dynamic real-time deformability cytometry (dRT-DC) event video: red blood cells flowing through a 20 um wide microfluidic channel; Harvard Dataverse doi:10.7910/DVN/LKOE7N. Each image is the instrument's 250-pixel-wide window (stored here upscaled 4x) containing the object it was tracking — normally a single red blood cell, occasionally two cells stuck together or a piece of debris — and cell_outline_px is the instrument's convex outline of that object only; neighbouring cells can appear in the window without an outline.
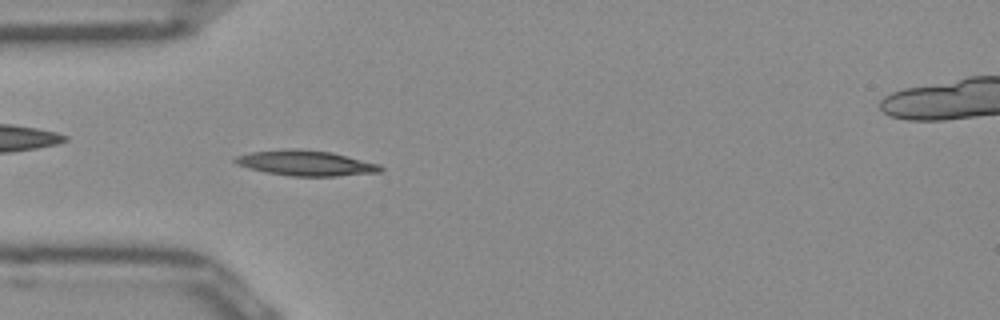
{"species": "Egyptian fruit bat (a non-hibernating species)", "species_latin": "Rousettus aegyptiacus", "temperature_condition": "room temperature", "stored_images_in_passage": 50, "camera_frame_rate_fps": 3000, "um_per_image_px": 0.085, "frame": {"image": 1, "passage_image": 14, "time_ms": 4.333, "image_size_px": [1000, 320], "cell_outline_px": [[384, 168], [380, 172], [336, 176], [288, 176], [264, 172], [248, 168], [232, 160], [236, 156], [252, 152], [292, 148], [332, 152], [380, 164]], "centroid_in_image_um": [26.02, 13.86], "position_along_channel_um": 59.0, "area_um2": 21.39}}
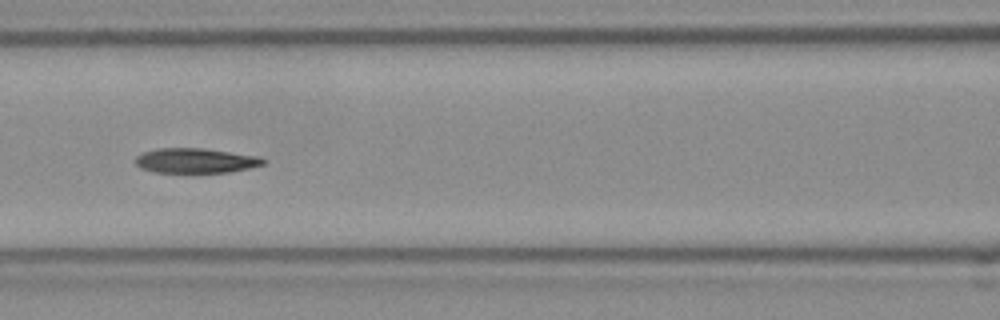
{"frame": {"image": 2, "passage_image": 21, "time_ms": 6.667, "image_size_px": [1000, 320], "cell_outline_px": [[268, 160], [264, 164], [232, 172], [152, 172], [140, 168], [136, 164], [136, 156], [144, 152], [156, 148], [204, 148], [260, 156]], "centroid_in_image_um": [16.65, 13.65], "position_along_channel_um": 149.9, "area_um2": 18.61}}
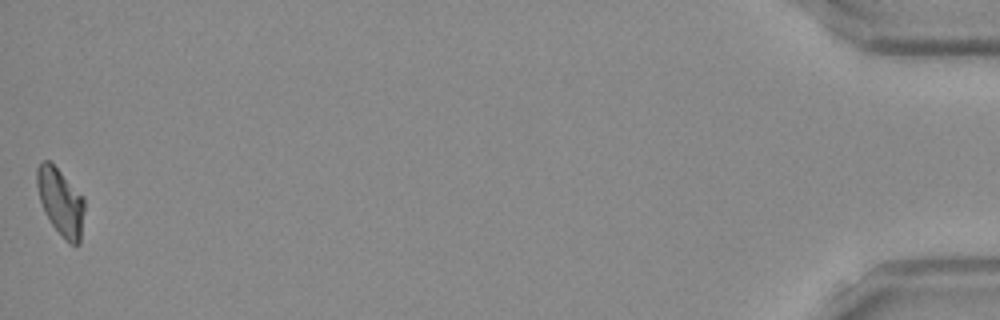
{"frame": {"image": 3, "passage_image": 50, "time_ms": 16.333, "image_size_px": [1000, 320], "cell_outline_px": [[84, 208], [80, 244], [68, 244], [52, 224], [44, 212], [40, 200], [36, 184], [36, 168], [44, 160], [48, 160], [60, 172], [84, 200]], "centroid_in_image_um": [5.13, 17.2], "position_along_channel_um": 430.1, "area_um2": 18.09}, "authors_computed_cell_mechanics": {"area_um2": 18.9006, "velocity_mm_per_s": 3.9625, "shape_relaxation_time_tau1_ms": 8.4069, "shape_relaxation_time_tau2_ms": 6.0141, "deformation_change_tau1": 0.2108, "deformation_change_tau2": 0.1091}}